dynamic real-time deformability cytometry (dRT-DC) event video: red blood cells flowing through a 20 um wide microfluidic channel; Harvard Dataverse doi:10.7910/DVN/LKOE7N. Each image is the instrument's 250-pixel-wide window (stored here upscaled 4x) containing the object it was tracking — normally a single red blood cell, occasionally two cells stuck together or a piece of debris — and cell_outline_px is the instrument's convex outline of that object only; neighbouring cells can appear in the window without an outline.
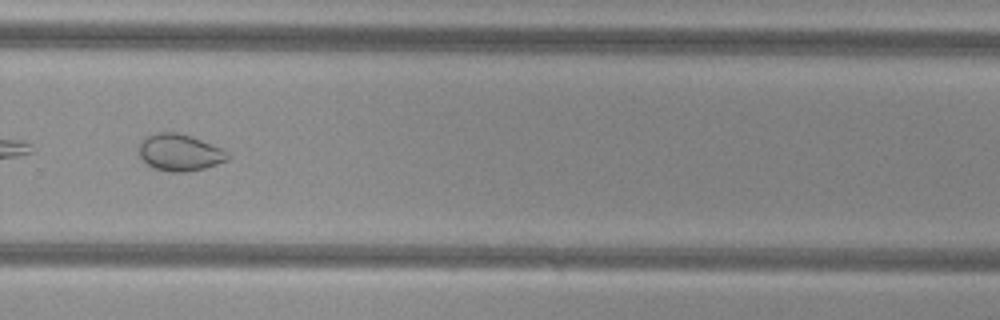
{"species": "common noctule bat (a hibernating species)", "species_latin": "Nyctalus noctula", "temperature_condition": "cold", "stored_images_in_passage": 53, "camera_frame_rate_fps": 3000, "um_per_image_px": 0.085, "animal": {"sex": "female", "body_mass_g": 29.2, "forearm_length_mm": 56.3}, "frame": {"image": 1, "passage_image": 38, "time_ms": 12.333, "image_size_px": [1000, 320], "cell_outline_px": [[232, 156], [228, 160], [204, 168], [188, 172], [168, 172], [152, 168], [140, 156], [140, 144], [148, 136], [156, 132], [176, 132], [192, 136], [220, 148], [228, 152]], "centroid_in_image_um": [15.3, 12.97], "position_along_channel_um": 314.5, "area_um2": 18.96}, "authors_computed_cell_mechanics": {"area_um2": 25.0852, "velocity_mm_per_s": 3.815, "shape_relaxation_time_tau1_ms": null, "shape_relaxation_time_tau2_ms": 3.0235, "deformation_change_tau1": null, "deformation_change_tau2": 0.0554}}